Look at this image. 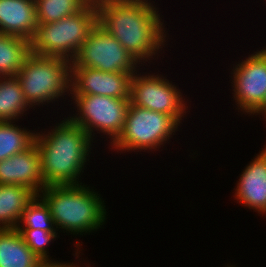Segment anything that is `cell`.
<instances>
[{
  "instance_id": "1",
  "label": "cell",
  "mask_w": 266,
  "mask_h": 267,
  "mask_svg": "<svg viewBox=\"0 0 266 267\" xmlns=\"http://www.w3.org/2000/svg\"><path fill=\"white\" fill-rule=\"evenodd\" d=\"M98 23L141 64L165 48L168 32L151 0H100ZM166 31V32H165Z\"/></svg>"
},
{
  "instance_id": "2",
  "label": "cell",
  "mask_w": 266,
  "mask_h": 267,
  "mask_svg": "<svg viewBox=\"0 0 266 267\" xmlns=\"http://www.w3.org/2000/svg\"><path fill=\"white\" fill-rule=\"evenodd\" d=\"M63 119L49 132H36L35 144L40 153L45 186L83 184L79 180L95 142L68 116Z\"/></svg>"
},
{
  "instance_id": "3",
  "label": "cell",
  "mask_w": 266,
  "mask_h": 267,
  "mask_svg": "<svg viewBox=\"0 0 266 267\" xmlns=\"http://www.w3.org/2000/svg\"><path fill=\"white\" fill-rule=\"evenodd\" d=\"M90 187L87 184L50 185L38 194L48 205L57 231L63 229V233L83 236L105 225L108 216L105 202L101 194Z\"/></svg>"
},
{
  "instance_id": "4",
  "label": "cell",
  "mask_w": 266,
  "mask_h": 267,
  "mask_svg": "<svg viewBox=\"0 0 266 267\" xmlns=\"http://www.w3.org/2000/svg\"><path fill=\"white\" fill-rule=\"evenodd\" d=\"M97 23L96 3L89 2L73 15L56 22L38 25L29 40L30 53L72 61Z\"/></svg>"
},
{
  "instance_id": "5",
  "label": "cell",
  "mask_w": 266,
  "mask_h": 267,
  "mask_svg": "<svg viewBox=\"0 0 266 267\" xmlns=\"http://www.w3.org/2000/svg\"><path fill=\"white\" fill-rule=\"evenodd\" d=\"M16 77L31 109L55 103L70 95L71 61L30 53Z\"/></svg>"
},
{
  "instance_id": "6",
  "label": "cell",
  "mask_w": 266,
  "mask_h": 267,
  "mask_svg": "<svg viewBox=\"0 0 266 267\" xmlns=\"http://www.w3.org/2000/svg\"><path fill=\"white\" fill-rule=\"evenodd\" d=\"M181 126L172 116L130 105L123 130L109 146L122 152L155 151L165 145ZM173 135V136H172Z\"/></svg>"
},
{
  "instance_id": "7",
  "label": "cell",
  "mask_w": 266,
  "mask_h": 267,
  "mask_svg": "<svg viewBox=\"0 0 266 267\" xmlns=\"http://www.w3.org/2000/svg\"><path fill=\"white\" fill-rule=\"evenodd\" d=\"M75 103L76 115L68 118L84 129L92 140L94 133H102L112 144L121 134L130 98H113L104 95L70 94ZM78 112V113H77ZM99 131V132H98ZM95 134V135H94Z\"/></svg>"
},
{
  "instance_id": "8",
  "label": "cell",
  "mask_w": 266,
  "mask_h": 267,
  "mask_svg": "<svg viewBox=\"0 0 266 267\" xmlns=\"http://www.w3.org/2000/svg\"><path fill=\"white\" fill-rule=\"evenodd\" d=\"M71 67H90L103 72H137L141 65L97 23L71 61Z\"/></svg>"
},
{
  "instance_id": "9",
  "label": "cell",
  "mask_w": 266,
  "mask_h": 267,
  "mask_svg": "<svg viewBox=\"0 0 266 267\" xmlns=\"http://www.w3.org/2000/svg\"><path fill=\"white\" fill-rule=\"evenodd\" d=\"M143 73L141 75L137 71L131 76L130 102L144 109L170 115L181 124L188 106L178 85L172 84L163 74Z\"/></svg>"
},
{
  "instance_id": "10",
  "label": "cell",
  "mask_w": 266,
  "mask_h": 267,
  "mask_svg": "<svg viewBox=\"0 0 266 267\" xmlns=\"http://www.w3.org/2000/svg\"><path fill=\"white\" fill-rule=\"evenodd\" d=\"M232 71L236 109L253 116L266 98V47L236 63Z\"/></svg>"
},
{
  "instance_id": "11",
  "label": "cell",
  "mask_w": 266,
  "mask_h": 267,
  "mask_svg": "<svg viewBox=\"0 0 266 267\" xmlns=\"http://www.w3.org/2000/svg\"><path fill=\"white\" fill-rule=\"evenodd\" d=\"M135 72H103L90 67H71L70 94L130 98V81Z\"/></svg>"
},
{
  "instance_id": "12",
  "label": "cell",
  "mask_w": 266,
  "mask_h": 267,
  "mask_svg": "<svg viewBox=\"0 0 266 267\" xmlns=\"http://www.w3.org/2000/svg\"><path fill=\"white\" fill-rule=\"evenodd\" d=\"M0 184L21 185L36 195L46 187L35 143L26 151L0 161Z\"/></svg>"
},
{
  "instance_id": "13",
  "label": "cell",
  "mask_w": 266,
  "mask_h": 267,
  "mask_svg": "<svg viewBox=\"0 0 266 267\" xmlns=\"http://www.w3.org/2000/svg\"><path fill=\"white\" fill-rule=\"evenodd\" d=\"M234 188L237 203L266 214V147L243 170Z\"/></svg>"
},
{
  "instance_id": "14",
  "label": "cell",
  "mask_w": 266,
  "mask_h": 267,
  "mask_svg": "<svg viewBox=\"0 0 266 267\" xmlns=\"http://www.w3.org/2000/svg\"><path fill=\"white\" fill-rule=\"evenodd\" d=\"M37 26L35 0H0V33L30 40Z\"/></svg>"
},
{
  "instance_id": "15",
  "label": "cell",
  "mask_w": 266,
  "mask_h": 267,
  "mask_svg": "<svg viewBox=\"0 0 266 267\" xmlns=\"http://www.w3.org/2000/svg\"><path fill=\"white\" fill-rule=\"evenodd\" d=\"M36 194L21 185L0 184V229H16Z\"/></svg>"
},
{
  "instance_id": "16",
  "label": "cell",
  "mask_w": 266,
  "mask_h": 267,
  "mask_svg": "<svg viewBox=\"0 0 266 267\" xmlns=\"http://www.w3.org/2000/svg\"><path fill=\"white\" fill-rule=\"evenodd\" d=\"M41 261L17 229H0V267H36Z\"/></svg>"
},
{
  "instance_id": "17",
  "label": "cell",
  "mask_w": 266,
  "mask_h": 267,
  "mask_svg": "<svg viewBox=\"0 0 266 267\" xmlns=\"http://www.w3.org/2000/svg\"><path fill=\"white\" fill-rule=\"evenodd\" d=\"M30 108L17 77L0 76V121H17Z\"/></svg>"
},
{
  "instance_id": "18",
  "label": "cell",
  "mask_w": 266,
  "mask_h": 267,
  "mask_svg": "<svg viewBox=\"0 0 266 267\" xmlns=\"http://www.w3.org/2000/svg\"><path fill=\"white\" fill-rule=\"evenodd\" d=\"M29 54V40L0 33V76H16Z\"/></svg>"
},
{
  "instance_id": "19",
  "label": "cell",
  "mask_w": 266,
  "mask_h": 267,
  "mask_svg": "<svg viewBox=\"0 0 266 267\" xmlns=\"http://www.w3.org/2000/svg\"><path fill=\"white\" fill-rule=\"evenodd\" d=\"M15 122L0 121V161L26 151L35 143L36 131L21 128Z\"/></svg>"
},
{
  "instance_id": "20",
  "label": "cell",
  "mask_w": 266,
  "mask_h": 267,
  "mask_svg": "<svg viewBox=\"0 0 266 267\" xmlns=\"http://www.w3.org/2000/svg\"><path fill=\"white\" fill-rule=\"evenodd\" d=\"M38 25L59 21L82 10L88 0H35Z\"/></svg>"
},
{
  "instance_id": "21",
  "label": "cell",
  "mask_w": 266,
  "mask_h": 267,
  "mask_svg": "<svg viewBox=\"0 0 266 267\" xmlns=\"http://www.w3.org/2000/svg\"><path fill=\"white\" fill-rule=\"evenodd\" d=\"M16 229H41L48 232H57L50 209L39 195H36L26 206Z\"/></svg>"
},
{
  "instance_id": "22",
  "label": "cell",
  "mask_w": 266,
  "mask_h": 267,
  "mask_svg": "<svg viewBox=\"0 0 266 267\" xmlns=\"http://www.w3.org/2000/svg\"><path fill=\"white\" fill-rule=\"evenodd\" d=\"M27 246L41 259L42 261H50L48 247L51 241H55L60 237L58 232H48L41 229H17ZM58 236V237H57ZM48 245V247H47Z\"/></svg>"
},
{
  "instance_id": "23",
  "label": "cell",
  "mask_w": 266,
  "mask_h": 267,
  "mask_svg": "<svg viewBox=\"0 0 266 267\" xmlns=\"http://www.w3.org/2000/svg\"><path fill=\"white\" fill-rule=\"evenodd\" d=\"M76 264L77 263L73 264V262H58V260L55 261L51 259L50 261H41L36 267H80L79 264Z\"/></svg>"
},
{
  "instance_id": "24",
  "label": "cell",
  "mask_w": 266,
  "mask_h": 267,
  "mask_svg": "<svg viewBox=\"0 0 266 267\" xmlns=\"http://www.w3.org/2000/svg\"><path fill=\"white\" fill-rule=\"evenodd\" d=\"M264 115V118H266V98L264 100V103L262 104V106L253 114L257 117V115Z\"/></svg>"
},
{
  "instance_id": "25",
  "label": "cell",
  "mask_w": 266,
  "mask_h": 267,
  "mask_svg": "<svg viewBox=\"0 0 266 267\" xmlns=\"http://www.w3.org/2000/svg\"><path fill=\"white\" fill-rule=\"evenodd\" d=\"M89 2H97V1H100V0H88Z\"/></svg>"
}]
</instances>
